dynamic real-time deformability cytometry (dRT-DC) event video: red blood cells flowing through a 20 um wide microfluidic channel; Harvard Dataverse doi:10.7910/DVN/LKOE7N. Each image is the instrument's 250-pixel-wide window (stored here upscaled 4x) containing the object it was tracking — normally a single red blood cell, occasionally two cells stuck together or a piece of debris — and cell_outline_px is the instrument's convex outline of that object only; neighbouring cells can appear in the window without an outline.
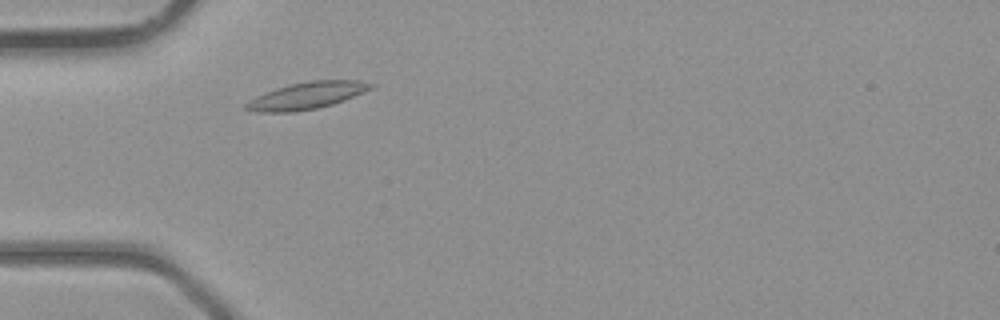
{"species": "common noctule bat (a hibernating species)", "species_latin": "Nyctalus noctula", "temperature_condition": "room temperature", "stored_images_in_passage": 2, "camera_frame_rate_fps": 3000, "um_per_image_px": 0.085, "animal": {"sex": "male", "body_mass_g": 23.1, "forearm_length_mm": 52.7}, "frame": {"image": 1, "passage_image": 2, "time_ms": 1.333, "image_size_px": [1000, 320], "cell_outline_px": [[376, 84], [372, 88], [364, 92], [344, 100], [332, 104], [316, 108], [296, 112], [256, 112], [244, 108], [244, 104], [248, 100], [256, 96], [276, 88], [288, 84], [312, 80], [360, 80]], "centroid_in_image_um": [26.07, 8.12], "position_along_channel_um": 58.9, "area_um2": 19.65}}